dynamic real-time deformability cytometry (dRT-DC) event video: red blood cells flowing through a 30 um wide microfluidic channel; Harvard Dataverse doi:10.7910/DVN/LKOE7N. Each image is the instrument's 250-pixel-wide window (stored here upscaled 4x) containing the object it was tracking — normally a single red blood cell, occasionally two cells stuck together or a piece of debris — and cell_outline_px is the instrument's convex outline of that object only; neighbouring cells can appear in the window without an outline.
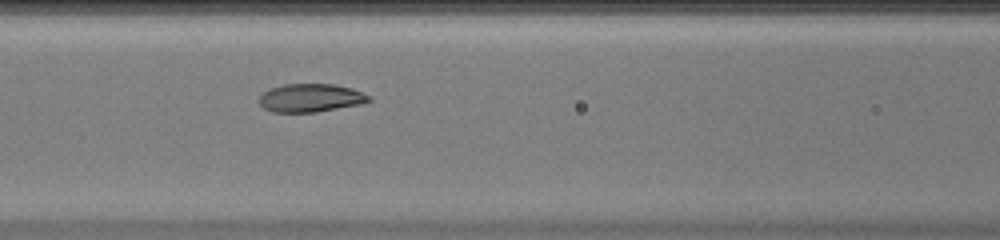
{"species": "common noctule bat (a hibernating species)", "species_latin": "Nyctalus noctula", "temperature_condition": "warm", "stored_images_in_passage": 43, "camera_frame_rate_fps": 3000, "um_per_image_px": 0.085, "animal": {"sex": "female", "body_mass_g": 20.0, "forearm_length_mm": 54.0}, "frame": {"image": 1, "passage_image": 15, "time_ms": 4.667, "image_size_px": [1000, 240], "cell_outline_px": [[372, 100], [360, 104], [316, 112], [272, 112], [264, 108], [256, 100], [264, 92], [272, 88], [284, 84], [336, 84], [352, 88], [372, 96]], "centroid_in_image_um": [26.41, 8.32], "position_along_channel_um": 140.2, "area_um2": 18.15}}
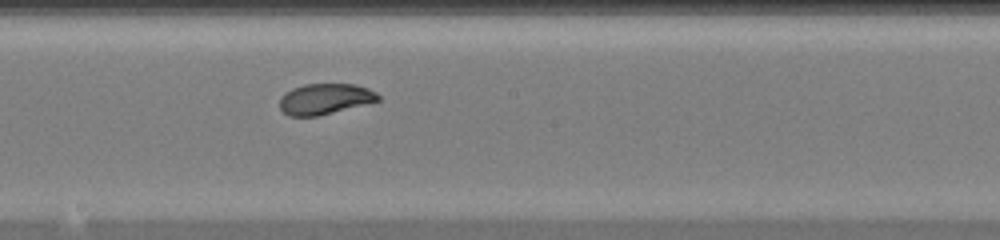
{"frame": {"image": 2, "passage_image": 21, "time_ms": 6.667, "image_size_px": [1000, 240], "cell_outline_px": [[380, 100], [320, 116], [288, 116], [280, 108], [280, 96], [284, 92], [292, 88], [304, 84], [352, 84], [368, 88], [376, 92], [380, 96]], "centroid_in_image_um": [27.6, 8.41], "position_along_channel_um": 220.6, "area_um2": 17.74}}
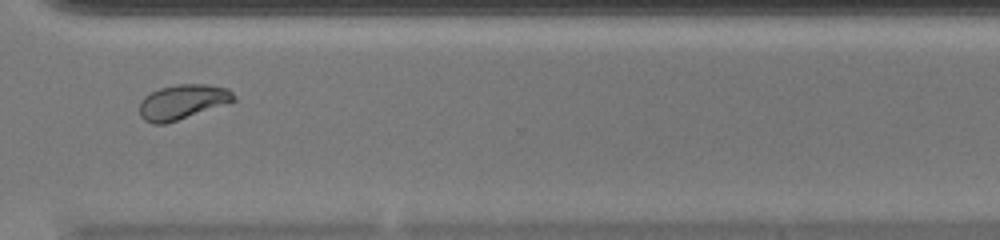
{"frame": {"image": 3, "passage_image": 31, "time_ms": 10.0, "image_size_px": [1000, 240], "cell_outline_px": [[236, 100], [164, 124], [152, 124], [144, 120], [140, 116], [140, 100], [144, 96], [160, 88], [176, 84], [208, 84], [228, 88], [236, 96]], "centroid_in_image_um": [15.49, 8.65], "position_along_channel_um": 355.1, "area_um2": 18.9}, "authors_computed_cell_mechanics": {"area_um2": 19.3052, "velocity_mm_per_s": 4.0335, "shape_relaxation_time_tau1_ms": 4.1507, "shape_relaxation_time_tau2_ms": 0.6502, "deformation_change_tau1": 0.1416, "deformation_change_tau2": 0.0342}}